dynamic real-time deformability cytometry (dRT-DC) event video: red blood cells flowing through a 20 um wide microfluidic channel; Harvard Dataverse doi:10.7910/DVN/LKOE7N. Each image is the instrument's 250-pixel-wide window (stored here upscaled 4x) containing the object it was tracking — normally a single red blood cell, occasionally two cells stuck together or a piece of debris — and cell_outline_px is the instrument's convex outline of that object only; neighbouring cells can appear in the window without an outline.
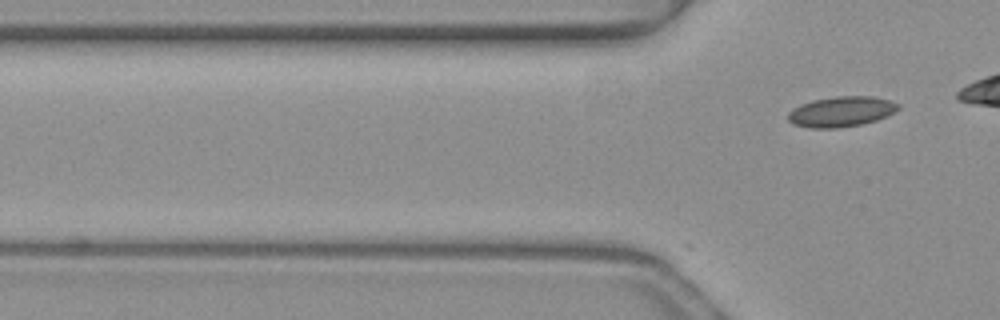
{"species": "common noctule bat (a hibernating species)", "species_latin": "Nyctalus noctula", "temperature_condition": "warm", "stored_images_in_passage": 13, "camera_frame_rate_fps": 3000, "um_per_image_px": 0.085, "animal": {"sex": "female", "body_mass_g": 19.3, "forearm_length_mm": 54.1}, "frame": {"image": 1, "passage_image": 13, "time_ms": 4.0, "image_size_px": [1000, 320], "cell_outline_px": [[900, 108], [876, 120], [860, 124], [840, 128], [808, 128], [792, 124], [788, 120], [788, 112], [792, 108], [800, 104], [812, 100], [836, 96], [872, 96], [892, 100], [900, 104]], "centroid_in_image_um": [71.47, 9.48], "position_along_channel_um": 54.3, "area_um2": 19.59}}